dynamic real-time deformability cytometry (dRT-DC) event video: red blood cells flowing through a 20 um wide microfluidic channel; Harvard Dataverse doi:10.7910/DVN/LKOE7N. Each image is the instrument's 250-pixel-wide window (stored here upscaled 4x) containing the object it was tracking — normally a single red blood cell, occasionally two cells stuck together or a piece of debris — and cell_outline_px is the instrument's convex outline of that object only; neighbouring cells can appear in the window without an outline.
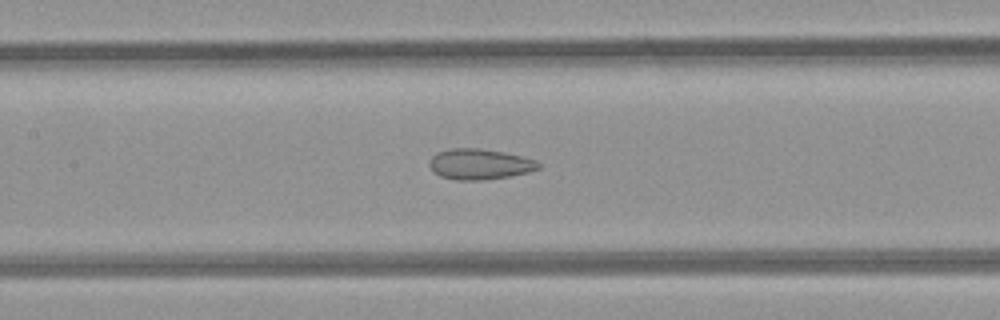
{"species": "common noctule bat (a hibernating species)", "species_latin": "Nyctalus noctula", "temperature_condition": "room temperature", "stored_images_in_passage": 26, "camera_frame_rate_fps": 3000, "um_per_image_px": 0.085, "animal": {"sex": "female", "body_mass_g": 21.9}, "frame": {"image": 1, "passage_image": 10, "time_ms": 3.0, "image_size_px": [1000, 320], "cell_outline_px": [[540, 168], [528, 172], [512, 176], [484, 180], [456, 180], [440, 176], [428, 164], [428, 160], [436, 152], [452, 148], [480, 148], [504, 152], [536, 160], [540, 164]], "centroid_in_image_um": [40.76, 13.95], "position_along_channel_um": 166.6, "area_um2": 19.54}}
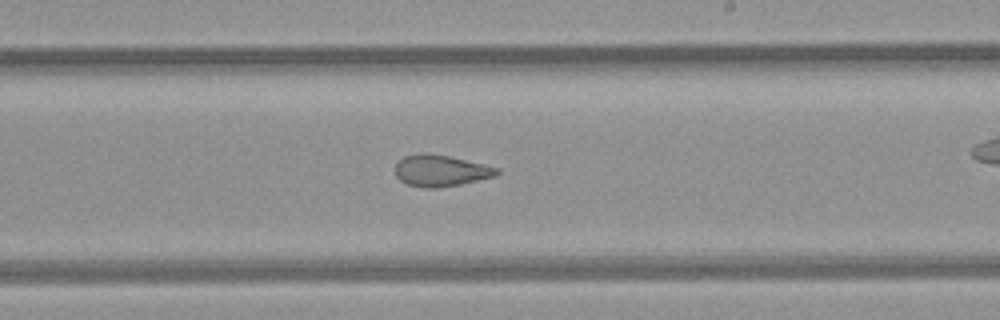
{"frame": {"image": 2, "passage_image": 16, "time_ms": 5.0, "image_size_px": [1000, 320], "cell_outline_px": [[500, 172], [496, 176], [460, 184], [436, 188], [424, 188], [408, 184], [400, 180], [396, 176], [396, 164], [404, 156], [420, 152], [424, 152], [448, 156], [484, 164], [500, 168]], "centroid_in_image_um": [37.47, 14.5], "position_along_channel_um": 251.5, "area_um2": 18.61}}
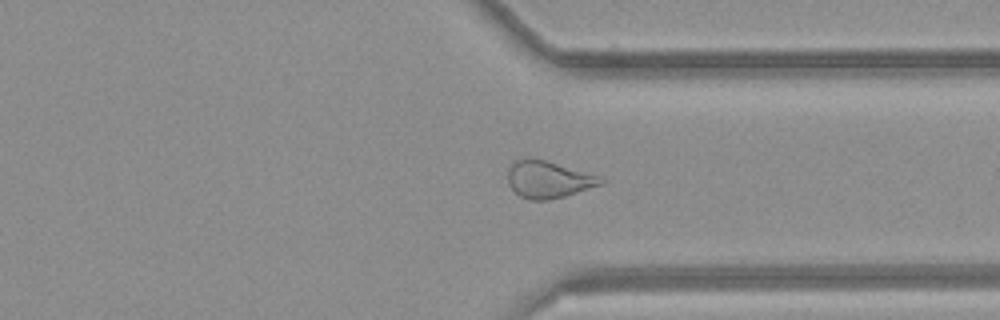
{"frame": {"image": 3, "passage_image": 24, "time_ms": 7.667, "image_size_px": [1000, 320], "cell_outline_px": [[604, 184], [564, 196], [548, 200], [528, 200], [520, 196], [508, 184], [508, 164], [516, 160], [544, 160], [600, 176], [604, 180]], "centroid_in_image_um": [46.6, 15.28], "position_along_channel_um": 364.8, "area_um2": 19.77}}